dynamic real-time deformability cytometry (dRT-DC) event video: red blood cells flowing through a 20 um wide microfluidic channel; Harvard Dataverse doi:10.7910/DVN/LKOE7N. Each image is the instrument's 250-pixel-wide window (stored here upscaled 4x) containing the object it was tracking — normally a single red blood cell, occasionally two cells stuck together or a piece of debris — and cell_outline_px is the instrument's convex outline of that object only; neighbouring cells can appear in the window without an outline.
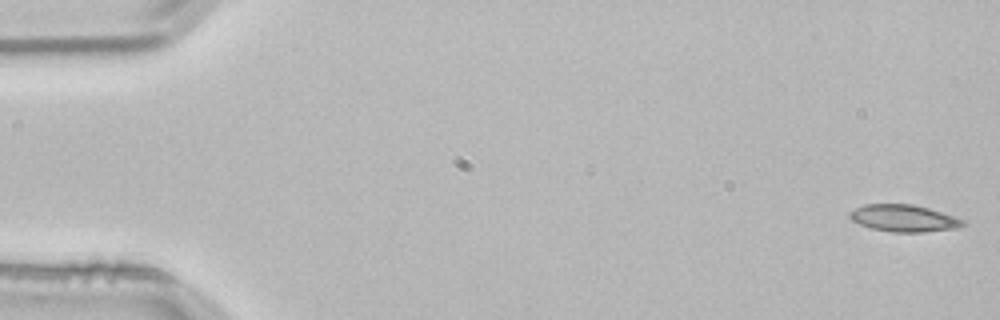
{"species": "common noctule bat (a hibernating species)", "species_latin": "Nyctalus noctula", "temperature_condition": "room temperature", "stored_images_in_passage": 4, "camera_frame_rate_fps": 3000, "um_per_image_px": 0.085, "animal": {"sex": "male", "body_mass_g": 21.5, "forearm_length_mm": 52.0}, "frame": {"image": 1, "passage_image": 1, "time_ms": 0.0, "image_size_px": [1000, 320], "cell_outline_px": [[968, 224], [956, 228], [924, 232], [892, 232], [872, 228], [860, 224], [852, 220], [848, 216], [848, 212], [864, 204], [912, 204], [928, 208], [964, 220]], "centroid_in_image_um": [76.81, 18.55], "position_along_channel_um": 8.2, "area_um2": 17.69}}